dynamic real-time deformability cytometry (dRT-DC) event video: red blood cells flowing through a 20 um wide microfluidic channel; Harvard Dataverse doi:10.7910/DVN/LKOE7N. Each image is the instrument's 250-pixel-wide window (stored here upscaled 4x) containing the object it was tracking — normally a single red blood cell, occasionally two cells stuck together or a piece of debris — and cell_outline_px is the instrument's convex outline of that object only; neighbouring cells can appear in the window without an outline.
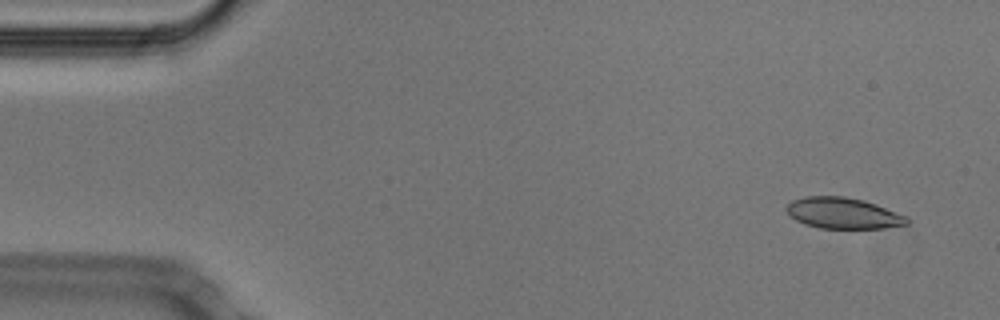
{"species": "Egyptian fruit bat (a non-hibernating species)", "species_latin": "Rousettus aegyptiacus", "temperature_condition": "cold", "stored_images_in_passage": 12, "camera_frame_rate_fps": 3000, "um_per_image_px": 0.085, "animal": {"sex": "male"}, "frame": {"image": 1, "passage_image": 3, "time_ms": 0.667, "image_size_px": [1000, 320], "cell_outline_px": [[908, 224], [884, 228], [820, 228], [804, 224], [796, 220], [784, 208], [792, 200], [804, 196], [844, 196], [864, 200], [876, 204], [908, 216]], "centroid_in_image_um": [71.67, 18.11], "position_along_channel_um": 13.3, "area_um2": 21.85}}